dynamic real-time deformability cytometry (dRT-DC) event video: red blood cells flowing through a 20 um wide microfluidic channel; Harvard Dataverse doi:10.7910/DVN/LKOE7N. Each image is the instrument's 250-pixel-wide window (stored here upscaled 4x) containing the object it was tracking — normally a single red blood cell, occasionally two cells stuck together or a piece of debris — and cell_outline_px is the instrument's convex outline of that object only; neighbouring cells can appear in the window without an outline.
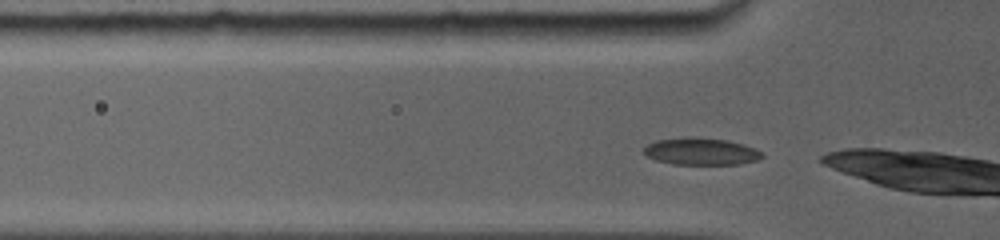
{"species": "common noctule bat (a hibernating species)", "species_latin": "Nyctalus noctula", "temperature_condition": "room temperature", "stored_images_in_passage": 35, "camera_frame_rate_fps": 5000, "um_per_image_px": 0.085, "animal": {"sex": "female", "body_mass_g": 19.0, "forearm_length_mm": 56.7}, "frame": {"image": 1, "passage_image": 2, "time_ms": 0.2, "image_size_px": [1000, 240], "cell_outline_px": [[764, 156], [756, 160], [740, 164], [672, 164], [656, 160], [648, 156], [644, 152], [644, 148], [648, 144], [656, 140], [688, 136], [724, 140], [744, 144], [760, 152]], "centroid_in_image_um": [59.55, 12.87], "position_along_channel_um": 66.2, "area_um2": 18.44}}
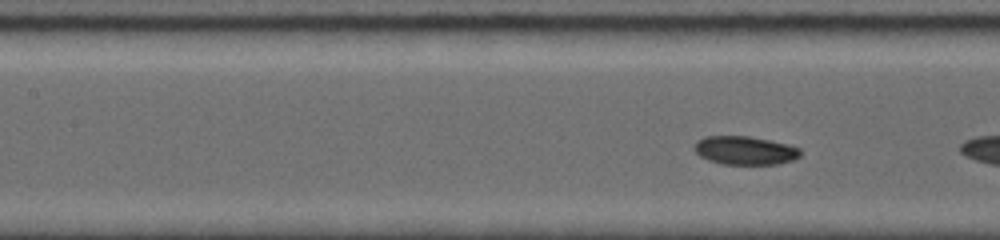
{"frame": {"image": 2, "passage_image": 18, "time_ms": 2.2, "image_size_px": [1000, 240], "cell_outline_px": [[800, 156], [792, 160], [780, 164], [720, 164], [708, 160], [700, 156], [692, 148], [696, 140], [704, 136], [748, 136], [788, 144], [800, 148]], "centroid_in_image_um": [63.28, 12.78], "position_along_channel_um": 144.1, "area_um2": 17.74}}
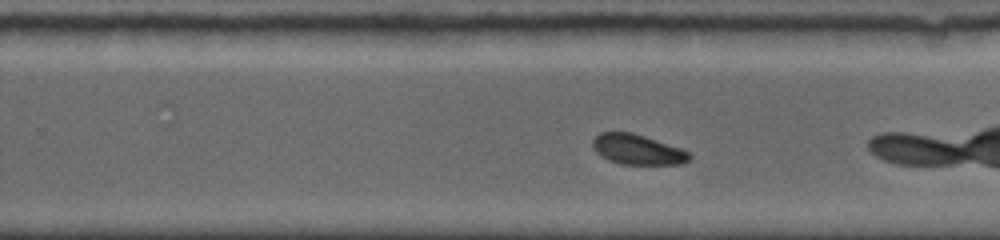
{"frame": {"image": 3, "passage_image": 26, "time_ms": 5.6, "image_size_px": [1000, 240], "cell_outline_px": [[692, 156], [684, 164], [620, 164], [608, 160], [600, 156], [592, 148], [592, 140], [600, 132], [632, 132], [680, 148], [688, 152]], "centroid_in_image_um": [54.15, 12.71], "position_along_channel_um": 275.7, "area_um2": 16.99}, "authors_computed_cell_mechanics": {"area_um2": 18.0336, "velocity_mm_per_s": 3.8849, "shape_relaxation_time_tau1_ms": 3.637, "shape_relaxation_time_tau2_ms": null, "deformation_change_tau1": 0.0806, "deformation_change_tau2": null}}